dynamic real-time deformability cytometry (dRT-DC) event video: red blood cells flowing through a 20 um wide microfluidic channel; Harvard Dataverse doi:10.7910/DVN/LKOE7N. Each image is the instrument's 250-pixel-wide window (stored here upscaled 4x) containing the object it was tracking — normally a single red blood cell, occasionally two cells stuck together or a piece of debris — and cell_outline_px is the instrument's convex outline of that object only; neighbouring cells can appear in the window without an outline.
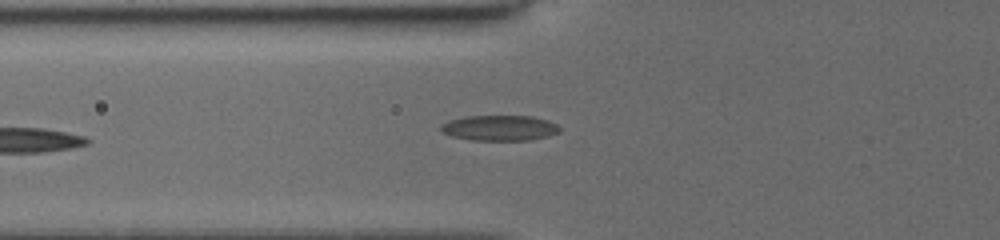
{"species": "common noctule bat (a hibernating species)", "species_latin": "Nyctalus noctula", "temperature_condition": "cold", "stored_images_in_passage": 10, "camera_frame_rate_fps": 3000, "um_per_image_px": 0.085, "animal": {"sex": "female", "body_mass_g": 19.5, "forearm_length_mm": 54.1}, "frame": {"image": 1, "passage_image": 10, "time_ms": 4.667, "image_size_px": [1000, 240], "cell_outline_px": [[560, 132], [548, 136], [532, 140], [472, 140], [452, 136], [444, 132], [440, 128], [440, 124], [448, 120], [468, 116], [532, 116], [548, 120], [556, 124], [560, 128]], "centroid_in_image_um": [42.48, 10.87], "position_along_channel_um": 83.3, "area_um2": 17.63}}